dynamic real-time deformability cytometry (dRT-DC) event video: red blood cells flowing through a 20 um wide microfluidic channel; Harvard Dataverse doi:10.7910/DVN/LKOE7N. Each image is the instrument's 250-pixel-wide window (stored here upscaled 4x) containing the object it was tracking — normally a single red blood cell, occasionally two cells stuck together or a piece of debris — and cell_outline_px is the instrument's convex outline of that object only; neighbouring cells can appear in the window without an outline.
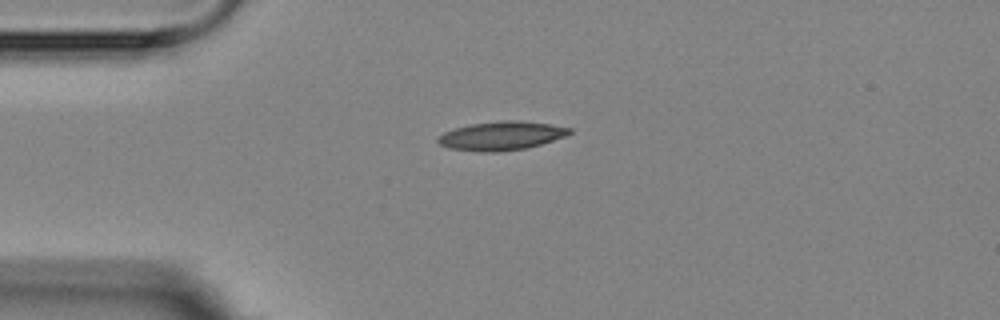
{"species": "Egyptian fruit bat (a non-hibernating species)", "species_latin": "Rousettus aegyptiacus", "temperature_condition": "room temperature", "stored_images_in_passage": 3, "camera_frame_rate_fps": 3000, "um_per_image_px": 0.085, "animal": {"sex": "female"}, "frame": {"image": 1, "passage_image": 1, "time_ms": 0.0, "image_size_px": [1000, 320], "cell_outline_px": [[572, 132], [564, 136], [540, 144], [524, 148], [492, 152], [448, 148], [440, 144], [436, 140], [436, 136], [444, 132], [456, 128], [472, 124], [504, 120], [520, 120], [548, 124], [572, 128]], "centroid_in_image_um": [42.59, 11.53], "position_along_channel_um": 42.4, "area_um2": 21.62}}
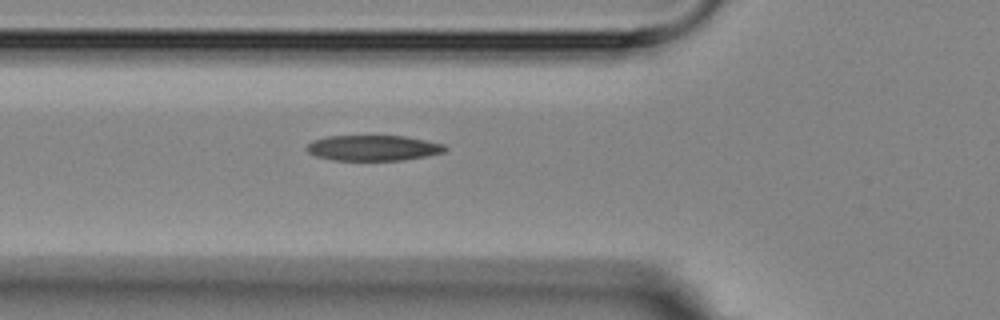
{"frame": {"image": 2, "passage_image": 3, "time_ms": 2.0, "image_size_px": [1000, 320], "cell_outline_px": [[448, 148], [444, 152], [404, 160], [332, 160], [316, 156], [308, 152], [304, 148], [312, 140], [328, 136], [404, 136], [444, 144]], "centroid_in_image_um": [31.69, 12.57], "position_along_channel_um": 94.1, "area_um2": 20.52}}